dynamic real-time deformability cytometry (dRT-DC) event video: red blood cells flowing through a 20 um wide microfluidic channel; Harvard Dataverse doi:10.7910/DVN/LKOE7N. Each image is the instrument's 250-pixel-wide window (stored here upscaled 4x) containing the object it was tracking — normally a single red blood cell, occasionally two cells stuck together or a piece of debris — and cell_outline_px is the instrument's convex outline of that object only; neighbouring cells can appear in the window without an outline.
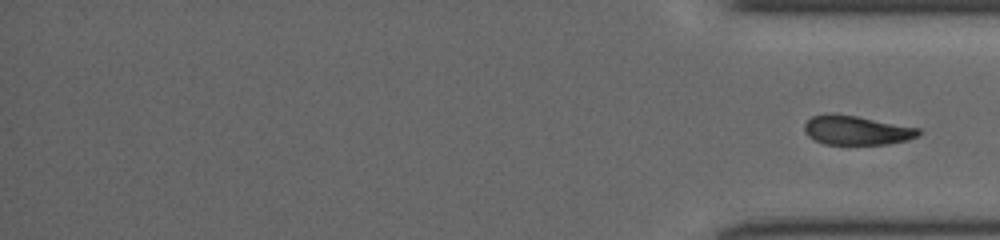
{"species": "common noctule bat (a hibernating species)", "species_latin": "Nyctalus noctula", "temperature_condition": "cold", "stored_images_in_passage": 34, "segment_of_instrument_passage": [2, 2], "camera_frame_rate_fps": 3000, "um_per_image_px": 0.085, "animal": {"sex": "female", "body_mass_g": 19.5, "forearm_length_mm": 54.1}, "frame": {"image": 1, "passage_image": 34, "time_ms": 17.667, "image_size_px": [1000, 240], "cell_outline_px": [[920, 132], [916, 136], [908, 140], [888, 144], [824, 144], [812, 140], [804, 132], [804, 124], [812, 116], [824, 112], [828, 112], [856, 116], [920, 128]], "centroid_in_image_um": [72.74, 11.06], "position_along_channel_um": 362.5, "area_um2": 19.59}}